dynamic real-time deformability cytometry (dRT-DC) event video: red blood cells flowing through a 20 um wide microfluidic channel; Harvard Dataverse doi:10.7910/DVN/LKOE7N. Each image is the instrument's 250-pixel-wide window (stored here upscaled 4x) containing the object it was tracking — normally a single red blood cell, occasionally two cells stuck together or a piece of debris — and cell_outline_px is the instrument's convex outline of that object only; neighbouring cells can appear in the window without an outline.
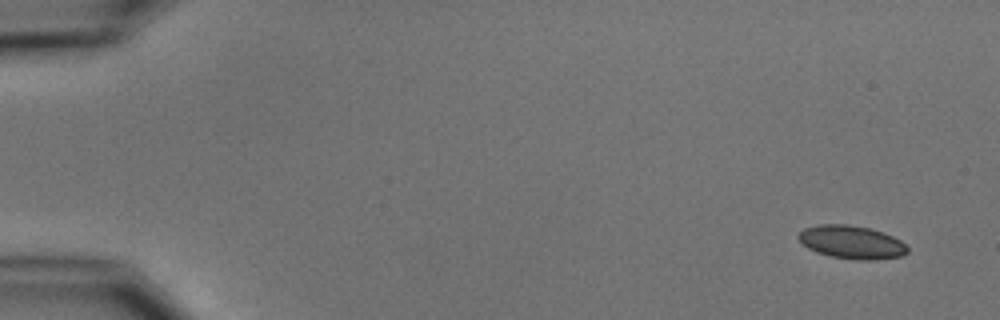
{"species": "common noctule bat (a hibernating species)", "species_latin": "Nyctalus noctula", "temperature_condition": "cold", "stored_images_in_passage": 6, "camera_frame_rate_fps": 3000, "um_per_image_px": 0.085, "animal": {"sex": "male", "body_mass_g": 15.6}, "frame": {"image": 1, "passage_image": 1, "time_ms": 0.0, "image_size_px": [1000, 320], "cell_outline_px": [[908, 252], [904, 256], [872, 260], [856, 260], [832, 256], [816, 252], [808, 248], [796, 236], [804, 228], [816, 224], [848, 224], [868, 228], [892, 236], [900, 240], [908, 248]], "centroid_in_image_um": [72.38, 20.58], "position_along_channel_um": 12.6, "area_um2": 21.04}}
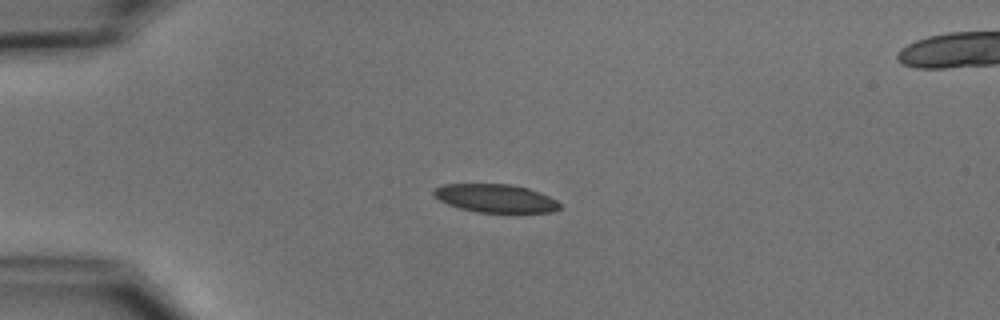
{"frame": {"image": 2, "passage_image": 4, "time_ms": 3.667, "image_size_px": [1000, 320], "cell_outline_px": [[560, 208], [552, 212], [476, 212], [460, 208], [448, 204], [440, 200], [432, 192], [432, 188], [440, 184], [508, 184], [528, 188], [540, 192], [556, 200], [560, 204]], "centroid_in_image_um": [42.09, 16.84], "position_along_channel_um": 42.9, "area_um2": 20.69}}